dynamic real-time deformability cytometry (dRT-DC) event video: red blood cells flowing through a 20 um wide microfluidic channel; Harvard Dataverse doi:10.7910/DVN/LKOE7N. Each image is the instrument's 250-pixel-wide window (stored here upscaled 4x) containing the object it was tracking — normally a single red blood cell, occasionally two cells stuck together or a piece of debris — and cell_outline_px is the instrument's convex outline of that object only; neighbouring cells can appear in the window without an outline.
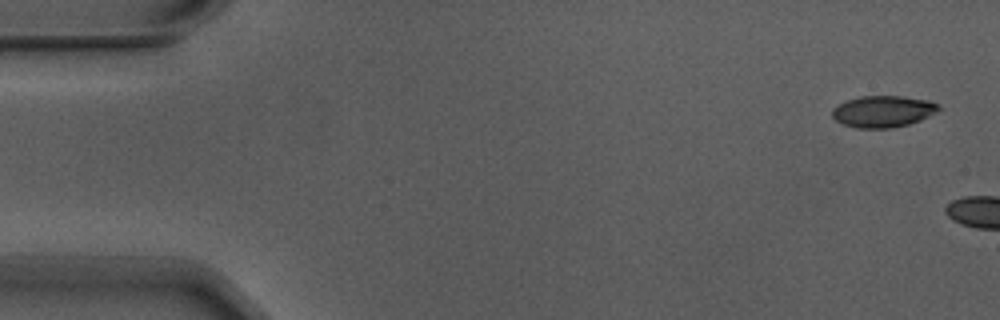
{"species": "Egyptian fruit bat (a non-hibernating species)", "species_latin": "Rousettus aegyptiacus", "temperature_condition": "warm", "stored_images_in_passage": 2, "camera_frame_rate_fps": 3000, "um_per_image_px": 0.085, "animal": {"sex": "male"}, "frame": {"image": 1, "passage_image": 1, "time_ms": 0.0, "image_size_px": [1000, 320], "cell_outline_px": [[940, 108], [936, 112], [920, 120], [908, 124], [892, 128], [856, 128], [844, 124], [836, 120], [832, 116], [832, 108], [848, 100], [860, 96], [900, 96], [928, 100], [940, 104]], "centroid_in_image_um": [75.06, 9.47], "position_along_channel_um": 9.9, "area_um2": 19.48}}